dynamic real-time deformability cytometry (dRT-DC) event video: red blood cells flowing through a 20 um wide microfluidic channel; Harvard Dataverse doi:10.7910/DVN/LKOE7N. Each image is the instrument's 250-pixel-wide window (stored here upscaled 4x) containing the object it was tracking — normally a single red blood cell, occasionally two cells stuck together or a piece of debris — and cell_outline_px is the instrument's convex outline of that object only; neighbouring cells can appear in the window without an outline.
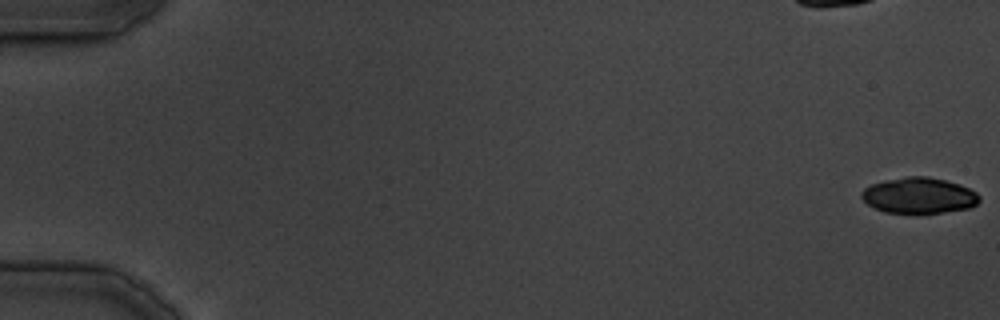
{"species": "common noctule bat (a hibernating species)", "species_latin": "Nyctalus noctula", "temperature_condition": "cold", "stored_images_in_passage": 36, "camera_frame_rate_fps": 3000, "um_per_image_px": 0.085, "animal": {"sex": "male", "body_mass_g": 19.5, "forearm_length_mm": 54.6}, "frame": {"image": 1, "passage_image": 1, "time_ms": 0.0, "image_size_px": [1000, 320], "cell_outline_px": [[980, 200], [972, 208], [944, 212], [884, 212], [868, 204], [860, 196], [860, 192], [864, 188], [872, 184], [884, 180], [908, 176], [928, 176], [960, 184], [976, 192], [980, 196]], "centroid_in_image_um": [78.12, 16.6], "position_along_channel_um": 6.9, "area_um2": 24.51}}